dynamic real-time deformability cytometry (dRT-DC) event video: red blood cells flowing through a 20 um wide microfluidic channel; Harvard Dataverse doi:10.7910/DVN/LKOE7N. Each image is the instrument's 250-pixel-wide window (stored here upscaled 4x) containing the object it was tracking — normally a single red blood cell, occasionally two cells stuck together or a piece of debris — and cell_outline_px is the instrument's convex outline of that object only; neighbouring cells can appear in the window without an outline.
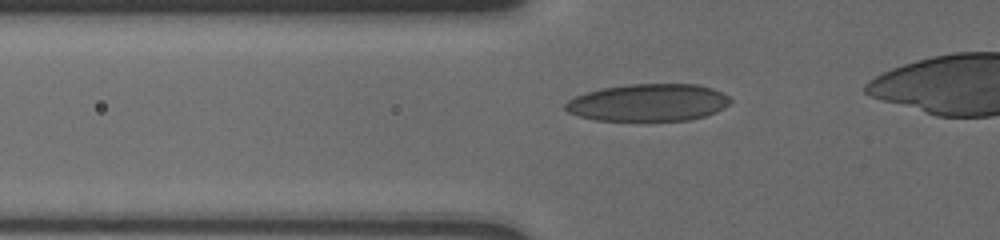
{"species": "human", "species_latin": "Homo sapiens", "temperature_condition": "cold", "stored_images_in_passage": 23, "camera_frame_rate_fps": 3000, "um_per_image_px": 0.085, "donor": {"sex": "male"}, "frame": {"image": 1, "passage_image": 2, "time_ms": 0.333, "image_size_px": [1000, 240], "cell_outline_px": [[732, 100], [728, 104], [716, 112], [704, 116], [688, 120], [596, 120], [580, 116], [568, 112], [564, 108], [564, 104], [568, 100], [576, 96], [600, 88], [628, 84], [696, 84], [712, 88], [728, 96]], "centroid_in_image_um": [55.09, 8.71], "position_along_channel_um": 70.7, "area_um2": 35.66}}
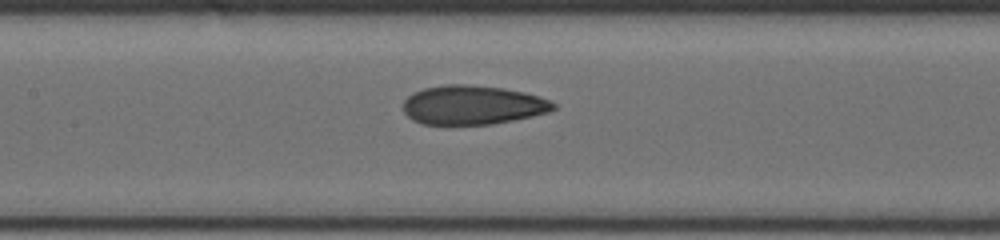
{"frame": {"image": 2, "passage_image": 12, "time_ms": 3.0, "image_size_px": [1000, 240], "cell_outline_px": [[556, 108], [548, 112], [532, 116], [492, 124], [424, 124], [412, 120], [404, 112], [404, 100], [412, 92], [424, 88], [444, 84], [468, 84], [504, 88], [524, 92], [552, 100], [556, 104]], "centroid_in_image_um": [40.18, 8.91], "position_along_channel_um": 167.2, "area_um2": 34.33}}
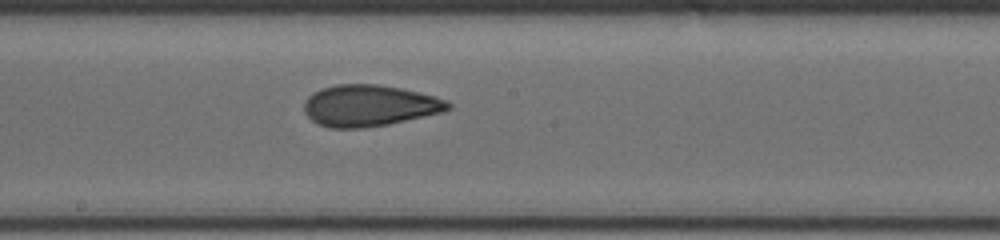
{"frame": {"image": 3, "passage_image": 17, "time_ms": 4.333, "image_size_px": [1000, 240], "cell_outline_px": [[452, 108], [444, 112], [388, 124], [364, 128], [328, 128], [316, 124], [304, 112], [304, 100], [308, 96], [324, 88], [336, 84], [380, 84], [400, 88], [436, 96], [448, 100], [452, 104]], "centroid_in_image_um": [31.42, 8.98], "position_along_channel_um": 216.8, "area_um2": 34.97}}